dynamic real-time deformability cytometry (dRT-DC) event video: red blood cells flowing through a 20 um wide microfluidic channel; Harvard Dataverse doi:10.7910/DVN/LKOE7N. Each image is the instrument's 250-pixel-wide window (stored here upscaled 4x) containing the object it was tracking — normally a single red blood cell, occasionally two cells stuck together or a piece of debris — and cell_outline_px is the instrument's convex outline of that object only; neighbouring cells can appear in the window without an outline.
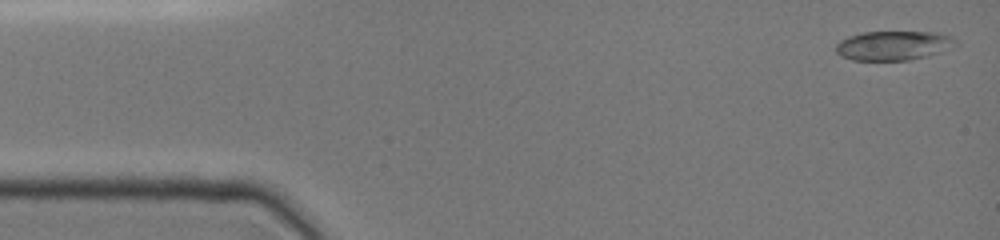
{"species": "common noctule bat (a hibernating species)", "species_latin": "Nyctalus noctula", "temperature_condition": "cold", "stored_images_in_passage": 12, "camera_frame_rate_fps": 3000, "um_per_image_px": 0.085, "animal": {"sex": "female", "body_mass_g": 19.0, "forearm_length_mm": 51.5}, "frame": {"image": 1, "passage_image": 1, "time_ms": 0.0, "image_size_px": [1000, 240], "cell_outline_px": [[956, 48], [928, 56], [912, 60], [852, 60], [840, 56], [836, 52], [836, 44], [840, 40], [848, 36], [860, 32], [940, 32], [952, 36], [956, 40]], "centroid_in_image_um": [75.99, 3.87], "position_along_channel_um": 9.0, "area_um2": 20.92}}
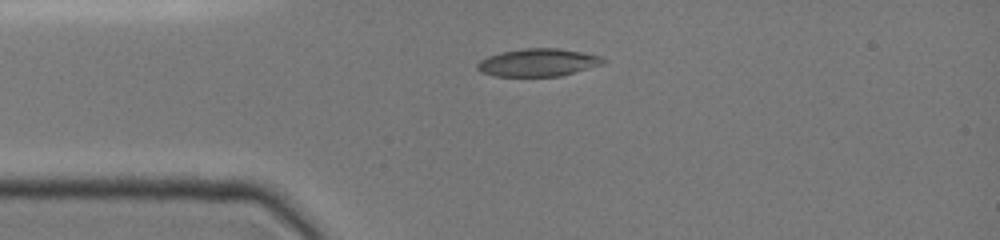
{"frame": {"image": 2, "passage_image": 6, "time_ms": 3.0, "image_size_px": [1000, 240], "cell_outline_px": [[608, 60], [604, 64], [560, 76], [496, 76], [480, 72], [476, 68], [476, 64], [480, 60], [488, 56], [500, 52], [524, 48], [556, 48], [580, 52], [600, 56]], "centroid_in_image_um": [45.72, 5.31], "position_along_channel_um": 39.3, "area_um2": 20.35}}
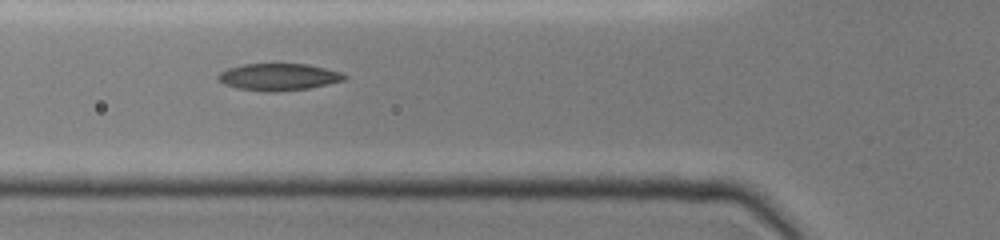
{"frame": {"image": 3, "passage_image": 9, "time_ms": 5.0, "image_size_px": [1000, 240], "cell_outline_px": [[348, 76], [344, 80], [328, 84], [308, 88], [276, 92], [264, 92], [236, 88], [224, 84], [216, 80], [216, 76], [220, 72], [228, 68], [244, 64], [308, 64], [340, 72]], "centroid_in_image_um": [23.63, 6.55], "position_along_channel_um": 102.2, "area_um2": 19.94}}